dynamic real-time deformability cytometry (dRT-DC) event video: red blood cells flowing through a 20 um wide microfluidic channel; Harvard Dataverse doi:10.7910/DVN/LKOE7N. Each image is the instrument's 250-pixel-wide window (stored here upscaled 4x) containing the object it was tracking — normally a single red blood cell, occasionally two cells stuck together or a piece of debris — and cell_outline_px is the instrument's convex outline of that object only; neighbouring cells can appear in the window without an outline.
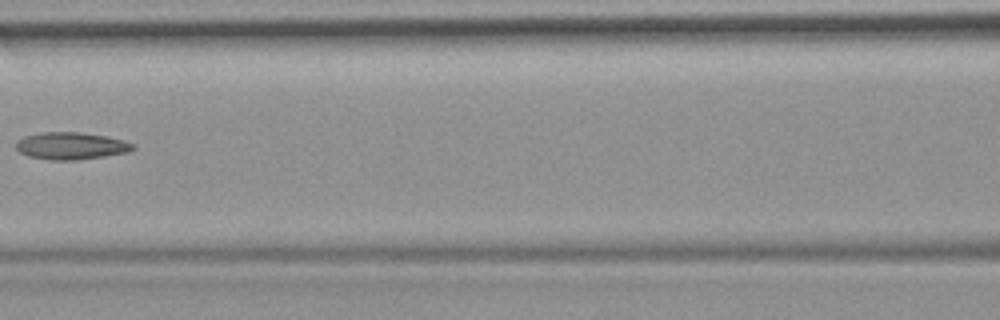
{"species": "common noctule bat (a hibernating species)", "species_latin": "Nyctalus noctula", "temperature_condition": "room temperature", "stored_images_in_passage": 7, "camera_frame_rate_fps": 3000, "um_per_image_px": 0.085, "animal": {"sex": "female", "body_mass_g": 19.9}, "frame": {"image": 1, "passage_image": 6, "time_ms": 1.667, "image_size_px": [1000, 320], "cell_outline_px": [[136, 148], [128, 152], [104, 156], [76, 160], [52, 160], [28, 156], [20, 152], [16, 148], [16, 140], [24, 136], [40, 132], [80, 132], [104, 136], [124, 140], [136, 144]], "centroid_in_image_um": [6.04, 12.39], "position_along_channel_um": 160.6, "area_um2": 18.61}}
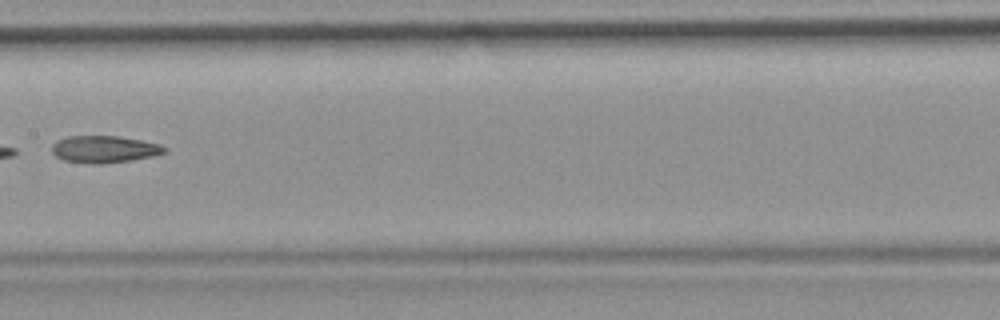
{"frame": {"image": 2, "passage_image": 7, "time_ms": 2.0, "image_size_px": [1000, 320], "cell_outline_px": [[168, 152], [156, 156], [104, 164], [88, 164], [64, 160], [56, 156], [52, 152], [52, 144], [56, 140], [68, 136], [116, 136], [140, 140], [160, 144], [168, 148]], "centroid_in_image_um": [8.89, 12.69], "position_along_channel_um": 198.5, "area_um2": 17.98}}